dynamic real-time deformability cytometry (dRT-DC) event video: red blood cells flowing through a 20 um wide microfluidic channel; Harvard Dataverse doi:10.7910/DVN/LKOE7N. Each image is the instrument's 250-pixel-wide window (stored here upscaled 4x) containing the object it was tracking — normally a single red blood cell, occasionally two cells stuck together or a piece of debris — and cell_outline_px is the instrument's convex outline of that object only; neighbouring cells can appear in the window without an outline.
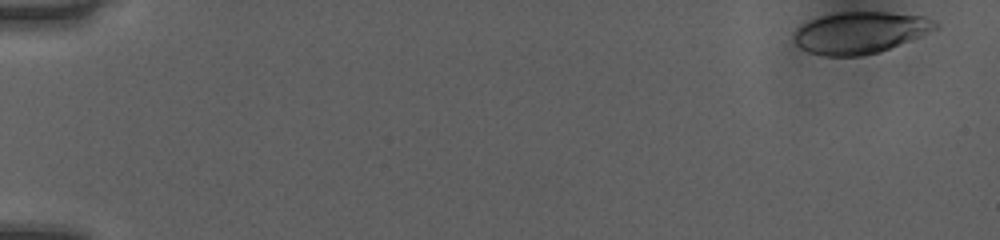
{"species": "human", "species_latin": "Homo sapiens", "temperature_condition": "room temperature", "stored_images_in_passage": 45, "camera_frame_rate_fps": 3000, "um_per_image_px": 0.085, "donor": {"sex": "female"}, "frame": {"image": 1, "passage_image": 1, "time_ms": 0.0, "image_size_px": [1000, 240], "cell_outline_px": [[940, 28], [912, 40], [880, 52], [860, 56], [824, 56], [808, 52], [800, 48], [796, 44], [796, 28], [808, 20], [820, 16], [840, 12], [888, 12], [924, 16], [940, 24]], "centroid_in_image_um": [73.15, 2.77], "position_along_channel_um": 11.8, "area_um2": 34.56}}
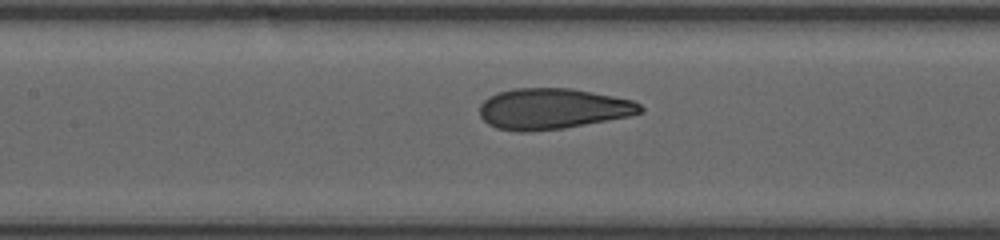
{"frame": {"image": 2, "passage_image": 24, "time_ms": 7.667, "image_size_px": [1000, 240], "cell_outline_px": [[644, 112], [628, 116], [564, 128], [528, 132], [516, 132], [496, 128], [488, 124], [480, 116], [480, 104], [488, 96], [512, 88], [572, 88], [632, 100], [640, 104], [644, 108]], "centroid_in_image_um": [46.94, 9.25], "position_along_channel_um": 160.5, "area_um2": 38.26}}
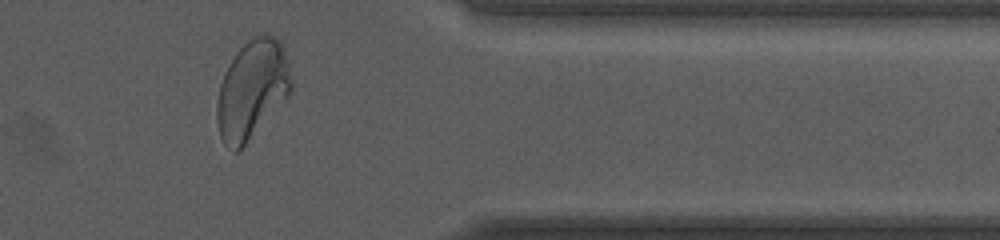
{"frame": {"image": 3, "passage_image": 42, "time_ms": 13.667, "image_size_px": [1000, 240], "cell_outline_px": [[292, 88], [288, 96], [244, 144], [236, 152], [232, 152], [224, 144], [220, 136], [216, 120], [216, 104], [220, 84], [224, 72], [228, 64], [236, 52], [256, 32], [264, 32], [276, 36], [280, 40], [284, 48], [288, 64], [292, 84]], "centroid_in_image_um": [21.41, 7.55], "position_along_channel_um": 390.0, "area_um2": 42.77}, "authors_computed_cell_mechanics": {"area_um2": 37.6278, "velocity_mm_per_s": 4.0362, "shape_relaxation_time_tau1_ms": 4.0566, "shape_relaxation_time_tau2_ms": 0.8393, "deformation_change_tau1": 0.1787, "deformation_change_tau2": 0.0813}}